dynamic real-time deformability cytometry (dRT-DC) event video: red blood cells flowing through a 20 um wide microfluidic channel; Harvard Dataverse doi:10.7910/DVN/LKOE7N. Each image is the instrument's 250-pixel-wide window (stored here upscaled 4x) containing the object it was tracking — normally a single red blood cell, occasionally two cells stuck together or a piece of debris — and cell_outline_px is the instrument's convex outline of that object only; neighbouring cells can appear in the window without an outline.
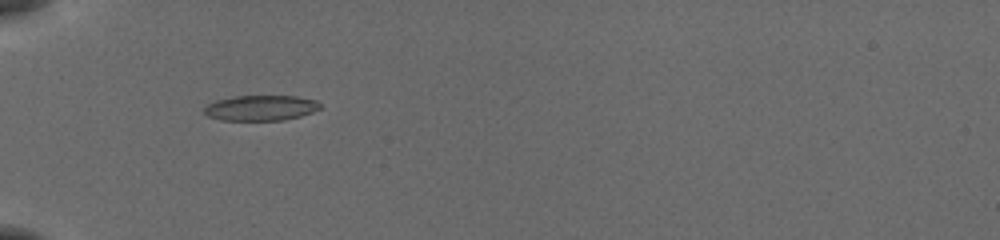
{"species": "common noctule bat (a hibernating species)", "species_latin": "Nyctalus noctula", "temperature_condition": "cold", "stored_images_in_passage": 36, "camera_frame_rate_fps": 3000, "um_per_image_px": 0.085, "animal": {"sex": "female", "body_mass_g": 19.5, "forearm_length_mm": 54.1}, "frame": {"image": 1, "passage_image": 1, "time_ms": 0.0, "image_size_px": [1000, 240], "cell_outline_px": [[320, 108], [312, 112], [300, 116], [284, 120], [220, 120], [208, 116], [204, 112], [204, 108], [208, 104], [216, 100], [236, 96], [296, 96], [316, 100], [320, 104]], "centroid_in_image_um": [22.16, 9.17], "position_along_channel_um": 62.8, "area_um2": 17.05}}
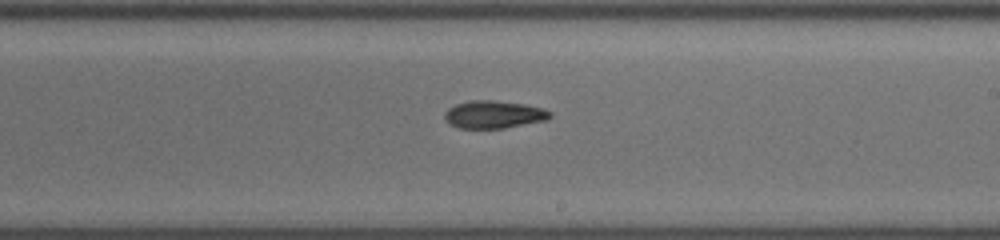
{"frame": {"image": 2, "passage_image": 16, "time_ms": 5.0, "image_size_px": [1000, 240], "cell_outline_px": [[552, 116], [548, 120], [504, 128], [460, 128], [448, 124], [444, 120], [444, 112], [448, 108], [456, 104], [468, 100], [492, 100], [524, 104], [544, 108], [552, 112]], "centroid_in_image_um": [41.97, 9.73], "position_along_channel_um": 247.0, "area_um2": 17.22}}
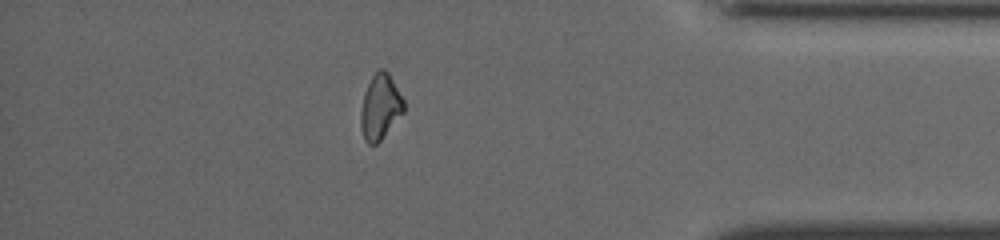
{"frame": {"image": 3, "passage_image": 30, "time_ms": 9.667, "image_size_px": [1000, 240], "cell_outline_px": [[404, 112], [380, 140], [376, 144], [368, 144], [364, 140], [360, 128], [360, 112], [364, 92], [372, 76], [380, 68], [384, 68], [388, 72], [404, 100]], "centroid_in_image_um": [32.3, 9.09], "position_along_channel_um": 402.9, "area_um2": 16.36}, "authors_computed_cell_mechanics": {"area_um2": 16.8776, "velocity_mm_per_s": 3.8798, "shape_relaxation_time_tau1_ms": null, "shape_relaxation_time_tau2_ms": 5.8464, "deformation_change_tau1": null, "deformation_change_tau2": 0.1107}}